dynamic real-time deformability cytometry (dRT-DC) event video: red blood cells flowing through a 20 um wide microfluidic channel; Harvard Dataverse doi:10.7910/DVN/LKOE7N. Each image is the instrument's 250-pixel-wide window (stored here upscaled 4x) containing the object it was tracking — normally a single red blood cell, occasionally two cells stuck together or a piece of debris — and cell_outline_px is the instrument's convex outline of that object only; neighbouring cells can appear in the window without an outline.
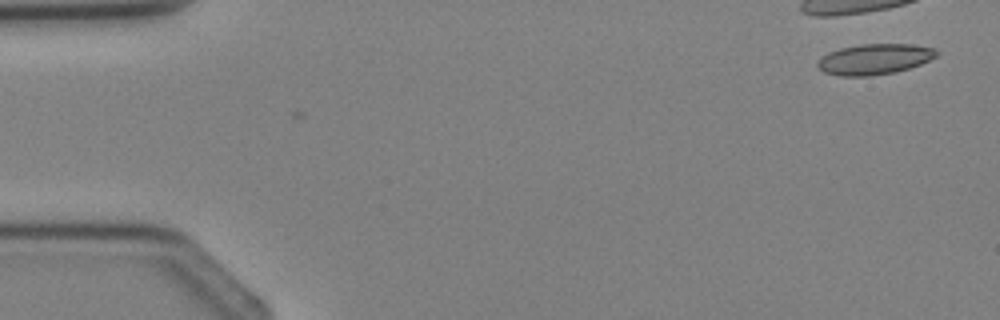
{"species": "Egyptian fruit bat (a non-hibernating species)", "species_latin": "Rousettus aegyptiacus", "temperature_condition": "cold", "stored_images_in_passage": 4, "camera_frame_rate_fps": 3000, "um_per_image_px": 0.085, "animal": {"sex": "female"}, "frame": {"image": 1, "passage_image": 4, "time_ms": 4.333, "image_size_px": [1000, 320], "cell_outline_px": [[940, 52], [936, 56], [920, 64], [896, 72], [868, 76], [840, 76], [824, 72], [816, 64], [828, 52], [840, 48], [860, 44], [912, 44], [936, 48]], "centroid_in_image_um": [74.36, 5.02], "position_along_channel_um": 10.6, "area_um2": 21.15}}